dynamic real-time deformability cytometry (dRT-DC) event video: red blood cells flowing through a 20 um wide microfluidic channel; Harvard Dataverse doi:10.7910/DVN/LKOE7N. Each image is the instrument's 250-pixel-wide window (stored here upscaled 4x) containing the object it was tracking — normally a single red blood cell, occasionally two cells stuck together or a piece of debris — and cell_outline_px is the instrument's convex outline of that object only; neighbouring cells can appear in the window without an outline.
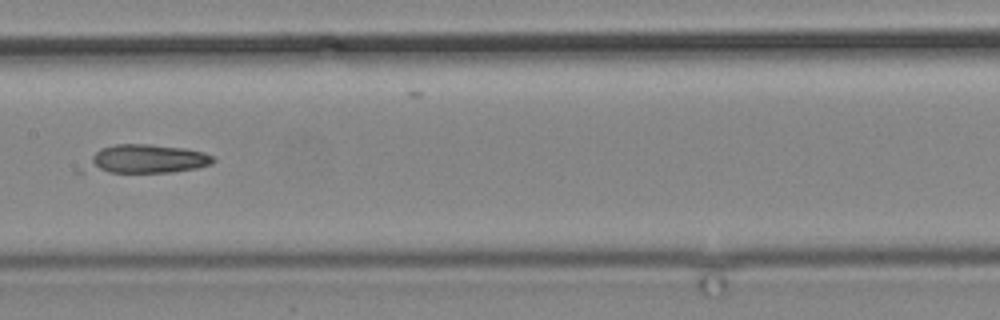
{"species": "common noctule bat (a hibernating species)", "species_latin": "Nyctalus noctula", "temperature_condition": "cold", "stored_images_in_passage": 16, "camera_frame_rate_fps": 3000, "um_per_image_px": 0.085, "animal": {"sex": "male", "body_mass_g": 19.2, "forearm_length_mm": 51.8}, "frame": {"image": 1, "passage_image": 15, "time_ms": 17.0, "image_size_px": [1000, 320], "cell_outline_px": [[216, 160], [212, 164], [196, 168], [172, 172], [76, 172], [100, 148], [116, 144], [148, 144], [184, 148], [204, 152], [212, 156]], "centroid_in_image_um": [12.35, 13.53], "position_along_channel_um": 195.1, "area_um2": 21.62}}